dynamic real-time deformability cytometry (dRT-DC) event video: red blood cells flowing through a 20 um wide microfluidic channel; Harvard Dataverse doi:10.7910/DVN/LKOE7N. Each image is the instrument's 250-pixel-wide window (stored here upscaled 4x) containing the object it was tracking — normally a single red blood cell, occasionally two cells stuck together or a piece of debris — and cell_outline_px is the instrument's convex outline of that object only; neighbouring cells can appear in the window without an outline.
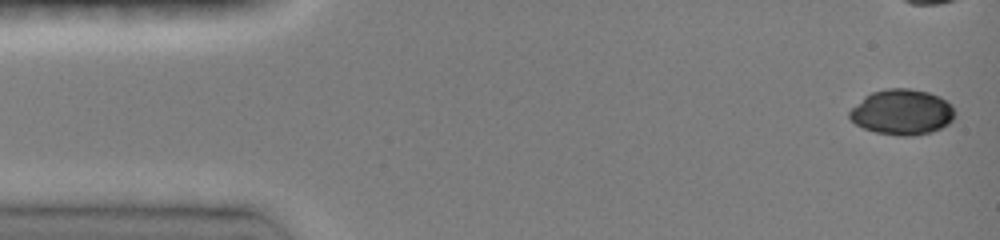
{"species": "common noctule bat (a hibernating species)", "species_latin": "Nyctalus noctula", "temperature_condition": "room temperature", "stored_images_in_passage": 12, "camera_frame_rate_fps": 3000, "um_per_image_px": 0.085, "animal": {"sex": "female", "body_mass_g": 19.0, "forearm_length_mm": 51.5}, "frame": {"image": 1, "passage_image": 1, "time_ms": 0.0, "image_size_px": [1000, 240], "cell_outline_px": [[956, 112], [952, 120], [948, 124], [932, 132], [912, 136], [900, 136], [876, 132], [864, 128], [856, 124], [848, 116], [848, 112], [864, 96], [872, 92], [888, 88], [908, 88], [928, 92], [940, 96], [952, 104]], "centroid_in_image_um": [76.69, 9.52], "position_along_channel_um": 8.3, "area_um2": 28.03}}